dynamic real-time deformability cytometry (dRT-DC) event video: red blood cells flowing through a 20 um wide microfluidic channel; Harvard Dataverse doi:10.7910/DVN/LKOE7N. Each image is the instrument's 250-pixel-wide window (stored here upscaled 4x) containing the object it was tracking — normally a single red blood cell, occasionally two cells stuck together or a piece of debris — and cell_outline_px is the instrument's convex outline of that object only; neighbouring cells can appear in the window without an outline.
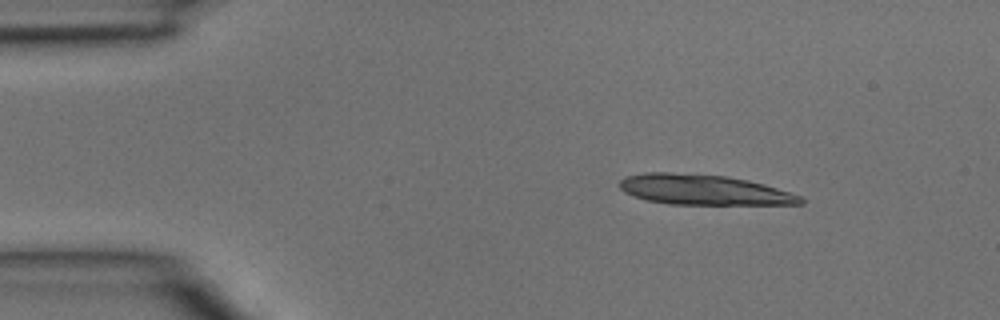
{"species": "common noctule bat (a hibernating species)", "species_latin": "Nyctalus noctula", "temperature_condition": "room temperature", "stored_images_in_passage": 2, "camera_frame_rate_fps": 3000, "um_per_image_px": 0.085, "animal": {"sex": "male", "body_mass_g": 15.6}, "frame": {"image": 1, "passage_image": 1, "time_ms": 0.0, "image_size_px": [1000, 320], "cell_outline_px": [[804, 204], [668, 204], [644, 200], [624, 192], [620, 188], [620, 180], [624, 176], [644, 172], [668, 172], [724, 176], [748, 180], [764, 184], [800, 196], [804, 200]], "centroid_in_image_um": [59.75, 16.13], "position_along_channel_um": 25.3, "area_um2": 31.73}}